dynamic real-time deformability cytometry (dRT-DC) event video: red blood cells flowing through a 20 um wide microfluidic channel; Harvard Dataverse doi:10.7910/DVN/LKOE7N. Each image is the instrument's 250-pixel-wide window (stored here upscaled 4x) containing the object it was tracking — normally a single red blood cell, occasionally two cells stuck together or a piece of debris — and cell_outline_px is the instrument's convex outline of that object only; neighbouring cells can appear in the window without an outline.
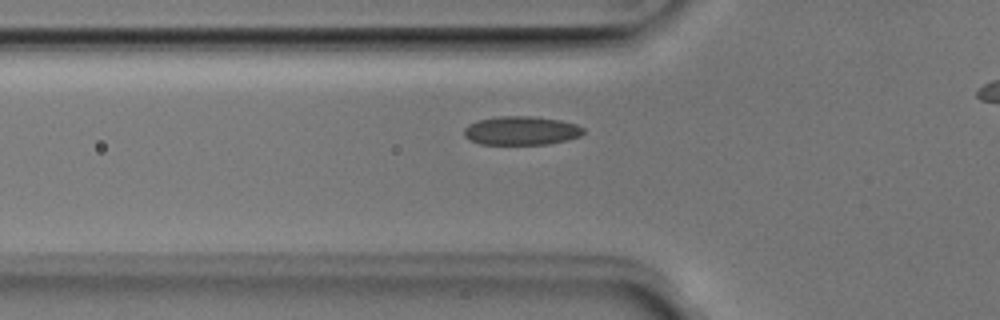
{"species": "Egyptian fruit bat (a non-hibernating species)", "species_latin": "Rousettus aegyptiacus", "temperature_condition": "room temperature", "stored_images_in_passage": 38, "camera_frame_rate_fps": 3000, "um_per_image_px": 0.085, "animal": {"sex": "male"}, "frame": {"image": 1, "passage_image": 11, "time_ms": 3.333, "image_size_px": [1000, 320], "cell_outline_px": [[584, 132], [580, 136], [568, 140], [548, 144], [480, 144], [464, 136], [464, 128], [468, 124], [476, 120], [500, 116], [532, 116], [560, 120], [576, 124], [584, 128]], "centroid_in_image_um": [44.31, 11.1], "position_along_channel_um": 81.5, "area_um2": 20.06}}
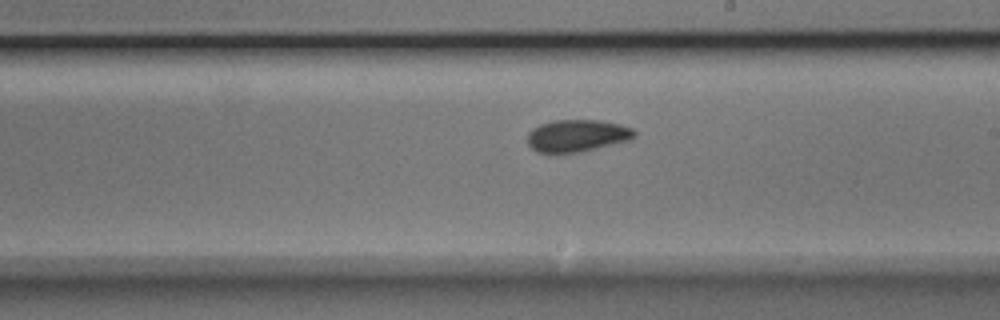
{"frame": {"image": 2, "passage_image": 23, "time_ms": 7.333, "image_size_px": [1000, 320], "cell_outline_px": [[636, 136], [628, 140], [580, 152], [540, 152], [532, 148], [528, 144], [528, 132], [532, 128], [540, 124], [552, 120], [600, 120], [620, 124], [632, 128], [636, 132]], "centroid_in_image_um": [49.05, 11.51], "position_along_channel_um": 239.9, "area_um2": 19.88}}
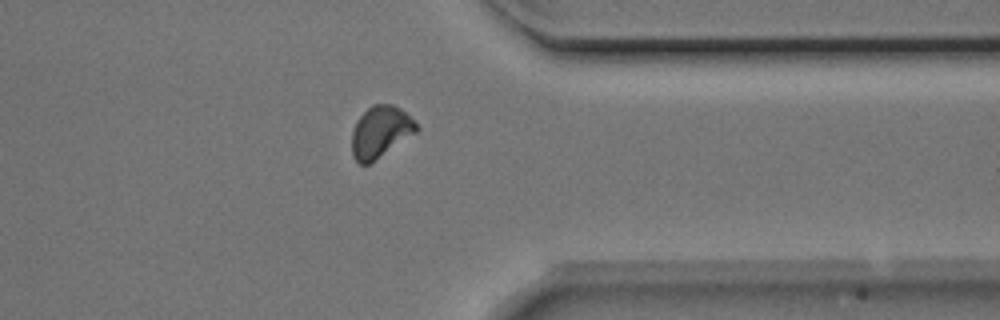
{"frame": {"image": 3, "passage_image": 34, "time_ms": 11.0, "image_size_px": [1000, 320], "cell_outline_px": [[420, 128], [416, 132], [368, 164], [360, 164], [352, 156], [352, 132], [356, 120], [372, 104], [392, 104], [400, 108]], "centroid_in_image_um": [32.3, 11.19], "position_along_channel_um": 379.1, "area_um2": 19.02}}